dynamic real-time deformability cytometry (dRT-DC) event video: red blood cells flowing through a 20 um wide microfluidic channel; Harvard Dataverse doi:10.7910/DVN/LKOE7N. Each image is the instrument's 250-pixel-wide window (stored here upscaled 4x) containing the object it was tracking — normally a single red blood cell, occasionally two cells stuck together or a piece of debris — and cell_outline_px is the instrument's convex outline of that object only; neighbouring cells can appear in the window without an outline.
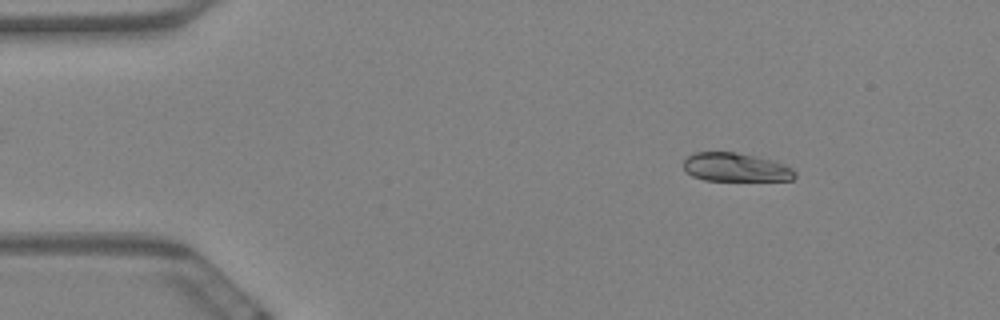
{"species": "Egyptian fruit bat (a non-hibernating species)", "species_latin": "Rousettus aegyptiacus", "temperature_condition": "warm", "stored_images_in_passage": 58, "camera_frame_rate_fps": 3000, "um_per_image_px": 0.085, "animal": {"sex": "female"}, "frame": {"image": 1, "passage_image": 8, "time_ms": 2.333, "image_size_px": [1000, 320], "cell_outline_px": [[796, 176], [792, 180], [704, 180], [692, 176], [684, 168], [684, 160], [688, 156], [696, 152], [736, 152], [756, 156], [772, 160], [784, 164], [792, 168], [796, 172]], "centroid_in_image_um": [62.55, 14.22], "position_along_channel_um": 22.5, "area_um2": 18.5}}
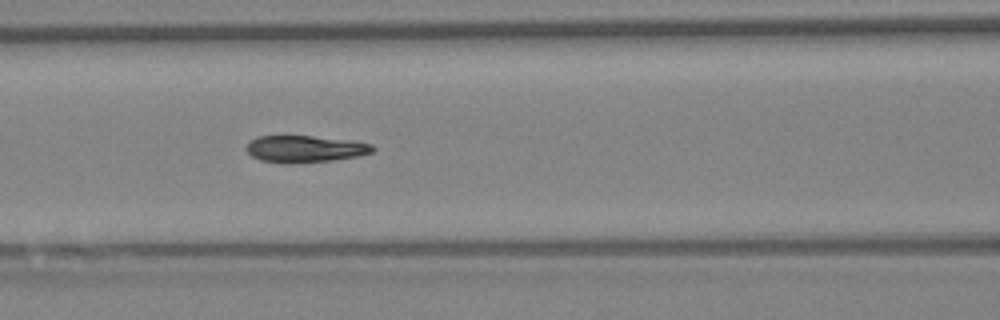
{"frame": {"image": 2, "passage_image": 25, "time_ms": 8.0, "image_size_px": [1000, 320], "cell_outline_px": [[376, 152], [356, 156], [332, 160], [292, 164], [284, 164], [260, 160], [252, 156], [248, 152], [248, 140], [256, 136], [312, 136], [352, 140], [372, 144], [376, 148]], "centroid_in_image_um": [25.94, 12.66], "position_along_channel_um": 140.7, "area_um2": 20.0}}
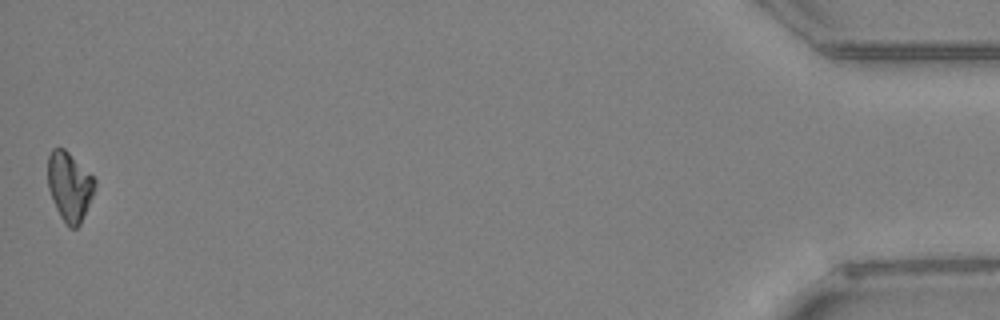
{"frame": {"image": 3, "passage_image": 58, "time_ms": 19.0, "image_size_px": [1000, 320], "cell_outline_px": [[96, 184], [92, 196], [80, 224], [76, 228], [68, 228], [64, 224], [52, 200], [48, 188], [48, 156], [52, 148], [64, 148], [96, 180]], "centroid_in_image_um": [5.88, 15.87], "position_along_channel_um": 429.3, "area_um2": 18.79}, "authors_computed_cell_mechanics": {"area_um2": 19.9988, "velocity_mm_per_s": 3.4879, "shape_relaxation_time_tau1_ms": 7.0769, "shape_relaxation_time_tau2_ms": 2.6354, "deformation_change_tau1": 0.196, "deformation_change_tau2": 0.0432}}